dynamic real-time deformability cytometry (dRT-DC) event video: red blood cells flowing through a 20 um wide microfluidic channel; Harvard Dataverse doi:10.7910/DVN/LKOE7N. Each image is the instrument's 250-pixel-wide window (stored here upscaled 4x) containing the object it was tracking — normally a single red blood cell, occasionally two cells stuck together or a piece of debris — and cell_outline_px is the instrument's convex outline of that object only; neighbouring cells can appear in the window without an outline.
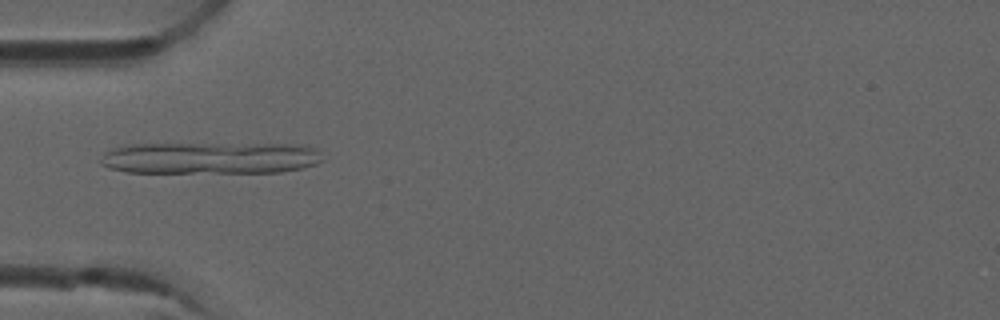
{"species": "common noctule bat (a hibernating species)", "species_latin": "Nyctalus noctula", "temperature_condition": "room temperature", "stored_images_in_passage": 5, "camera_frame_rate_fps": 3000, "um_per_image_px": 0.085, "animal": {"sex": "male", "forearm_length_mm": 52.5}, "frame": {"image": 1, "passage_image": 5, "time_ms": 1.333, "image_size_px": [1000, 320], "cell_outline_px": [[324, 160], [316, 164], [300, 168], [280, 172], [128, 172], [108, 168], [100, 164], [100, 160], [104, 152], [112, 148], [128, 144], [308, 144], [316, 148], [320, 152]], "centroid_in_image_um": [17.9, 13.41], "position_along_channel_um": 67.1, "area_um2": 41.56}}